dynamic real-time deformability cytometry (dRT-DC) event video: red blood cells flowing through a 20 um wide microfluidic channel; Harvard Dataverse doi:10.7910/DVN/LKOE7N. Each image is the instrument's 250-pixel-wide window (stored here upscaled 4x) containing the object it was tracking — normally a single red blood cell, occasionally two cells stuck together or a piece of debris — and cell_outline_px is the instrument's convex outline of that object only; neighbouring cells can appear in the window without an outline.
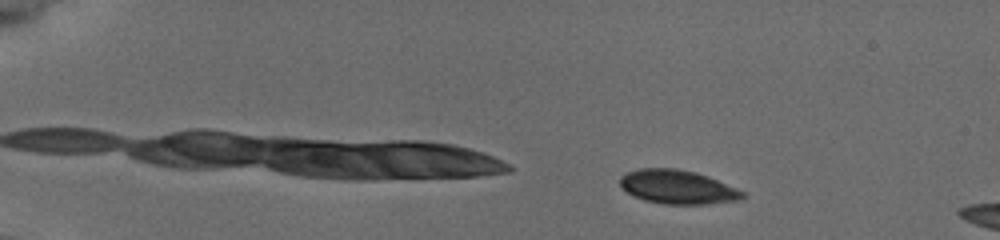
{"species": "common noctule bat (a hibernating species)", "species_latin": "Nyctalus noctula", "temperature_condition": "cold", "stored_images_in_passage": 8, "camera_frame_rate_fps": 3000, "um_per_image_px": 0.085, "animal": {"sex": "female", "body_mass_g": 19.5, "forearm_length_mm": 54.1}, "frame": {"image": 1, "passage_image": 2, "time_ms": 0.333, "image_size_px": [1000, 240], "cell_outline_px": [[748, 196], [736, 200], [704, 204], [664, 204], [644, 200], [628, 192], [620, 184], [620, 176], [628, 172], [640, 168], [676, 168], [696, 172], [708, 176], [736, 188], [744, 192]], "centroid_in_image_um": [57.6, 15.88], "position_along_channel_um": 27.4, "area_um2": 23.99}}